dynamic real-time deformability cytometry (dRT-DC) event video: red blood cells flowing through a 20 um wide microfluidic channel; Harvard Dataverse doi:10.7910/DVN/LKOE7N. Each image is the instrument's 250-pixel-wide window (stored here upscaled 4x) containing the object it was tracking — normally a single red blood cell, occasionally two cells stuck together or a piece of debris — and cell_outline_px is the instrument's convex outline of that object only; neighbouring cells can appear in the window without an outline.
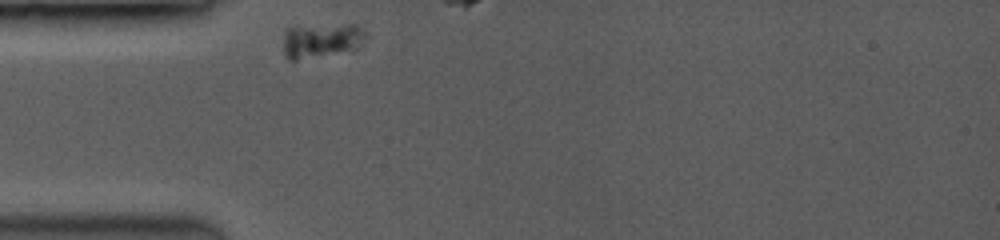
{"species": "common noctule bat (a hibernating species)", "species_latin": "Nyctalus noctula", "temperature_condition": "room temperature", "stored_images_in_passage": 5, "camera_frame_rate_fps": 3500, "um_per_image_px": 0.085, "animal": {"sex": "female", "body_mass_g": 19.0, "forearm_length_mm": 53.3}, "frame": {"image": 1, "passage_image": 1, "time_ms": 0.0, "image_size_px": [1000, 240], "cell_outline_px": [[368, 40], [360, 48], [296, 60], [288, 60], [284, 56], [284, 28], [292, 24], [356, 24], [368, 32]], "centroid_in_image_um": [27.34, 3.37], "position_along_channel_um": 57.7, "area_um2": 17.63}}